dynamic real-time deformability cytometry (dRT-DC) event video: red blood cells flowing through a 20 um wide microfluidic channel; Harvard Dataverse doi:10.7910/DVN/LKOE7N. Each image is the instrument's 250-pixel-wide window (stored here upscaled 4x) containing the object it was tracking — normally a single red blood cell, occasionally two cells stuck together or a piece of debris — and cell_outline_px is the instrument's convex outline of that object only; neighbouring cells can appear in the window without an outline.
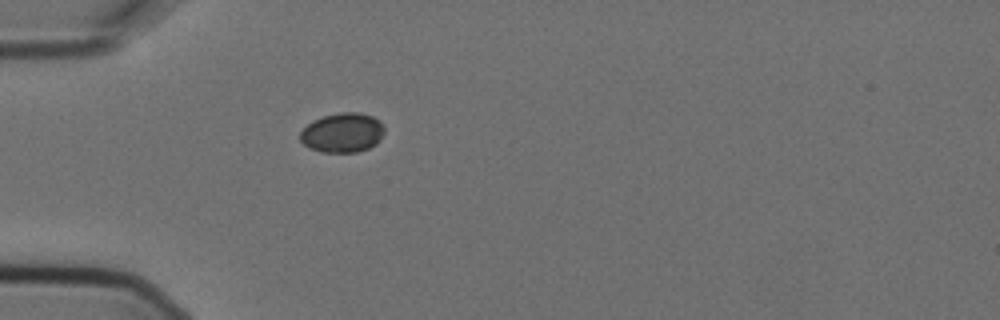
{"species": "Egyptian fruit bat (a non-hibernating species)", "species_latin": "Rousettus aegyptiacus", "temperature_condition": "cold", "stored_images_in_passage": 4, "camera_frame_rate_fps": 3000, "um_per_image_px": 0.085, "animal": {"sex": "female"}, "frame": {"image": 1, "passage_image": 4, "time_ms": 1.0, "image_size_px": [1000, 320], "cell_outline_px": [[384, 132], [380, 140], [376, 144], [368, 148], [356, 152], [320, 152], [308, 148], [300, 140], [300, 132], [312, 120], [324, 116], [340, 112], [360, 112], [372, 116], [380, 120], [384, 128]], "centroid_in_image_um": [29.11, 11.28], "position_along_channel_um": 55.9, "area_um2": 19.54}}